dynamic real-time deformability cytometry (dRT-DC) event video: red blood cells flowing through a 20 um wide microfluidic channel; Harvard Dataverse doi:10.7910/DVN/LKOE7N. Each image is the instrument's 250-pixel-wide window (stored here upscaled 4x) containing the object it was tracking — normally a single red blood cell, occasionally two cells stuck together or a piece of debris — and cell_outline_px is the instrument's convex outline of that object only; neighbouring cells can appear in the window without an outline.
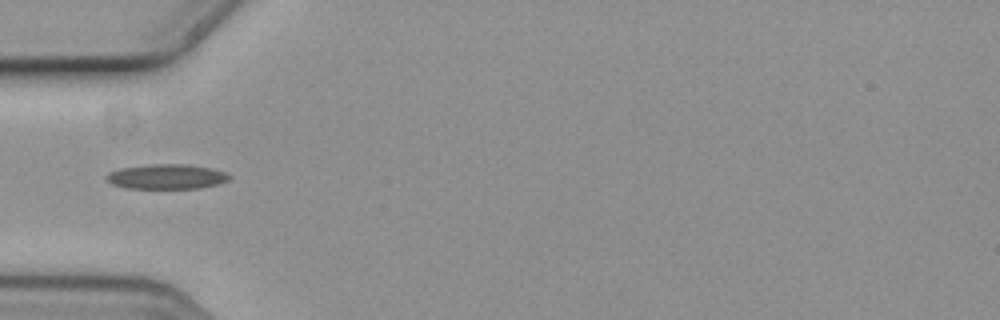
{"species": "common noctule bat (a hibernating species)", "species_latin": "Nyctalus noctula", "temperature_condition": "cold", "stored_images_in_passage": 2, "camera_frame_rate_fps": 3000, "um_per_image_px": 0.085, "animal": {"sex": "female", "body_mass_g": 19.3, "forearm_length_mm": 54.1}, "frame": {"image": 1, "passage_image": 2, "time_ms": 0.333, "image_size_px": [1000, 320], "cell_outline_px": [[232, 176], [228, 180], [216, 184], [200, 188], [124, 188], [112, 184], [104, 176], [108, 172], [120, 168], [152, 164], [188, 164], [208, 168], [224, 172]], "centroid_in_image_um": [14.12, 15.01], "position_along_channel_um": 70.9, "area_um2": 17.69}}